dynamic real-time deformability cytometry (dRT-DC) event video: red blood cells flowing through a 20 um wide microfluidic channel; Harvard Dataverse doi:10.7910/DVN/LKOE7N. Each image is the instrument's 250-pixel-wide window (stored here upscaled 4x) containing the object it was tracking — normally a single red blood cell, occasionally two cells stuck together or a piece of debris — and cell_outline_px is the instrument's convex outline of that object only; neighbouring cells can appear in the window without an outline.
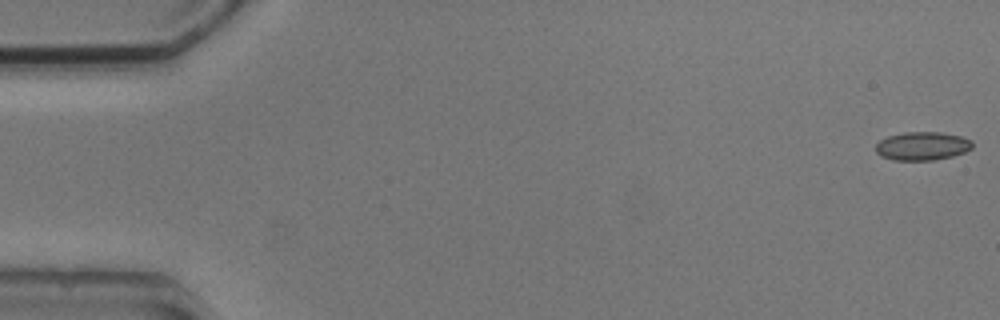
{"species": "common noctule bat (a hibernating species)", "species_latin": "Nyctalus noctula", "temperature_condition": "cold", "stored_images_in_passage": 5, "camera_frame_rate_fps": 3000, "um_per_image_px": 0.085, "animal": {"sex": "male", "body_mass_g": 20.5, "forearm_length_mm": 52.5}, "frame": {"image": 1, "passage_image": 1, "time_ms": 0.0, "image_size_px": [1000, 320], "cell_outline_px": [[972, 148], [964, 152], [952, 156], [936, 160], [892, 160], [880, 156], [876, 152], [876, 144], [880, 140], [888, 136], [904, 132], [940, 132], [960, 136], [972, 140]], "centroid_in_image_um": [78.38, 12.41], "position_along_channel_um": 6.6, "area_um2": 16.07}}
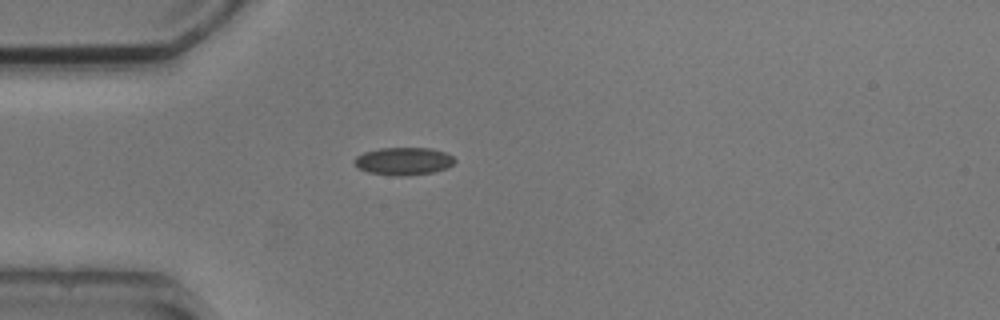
{"frame": {"image": 2, "passage_image": 5, "time_ms": 4.667, "image_size_px": [1000, 320], "cell_outline_px": [[456, 160], [448, 168], [432, 172], [400, 176], [396, 176], [368, 172], [352, 164], [352, 160], [356, 156], [364, 152], [380, 148], [432, 148], [444, 152], [452, 156]], "centroid_in_image_um": [34.27, 13.69], "position_along_channel_um": 50.7, "area_um2": 16.18}}